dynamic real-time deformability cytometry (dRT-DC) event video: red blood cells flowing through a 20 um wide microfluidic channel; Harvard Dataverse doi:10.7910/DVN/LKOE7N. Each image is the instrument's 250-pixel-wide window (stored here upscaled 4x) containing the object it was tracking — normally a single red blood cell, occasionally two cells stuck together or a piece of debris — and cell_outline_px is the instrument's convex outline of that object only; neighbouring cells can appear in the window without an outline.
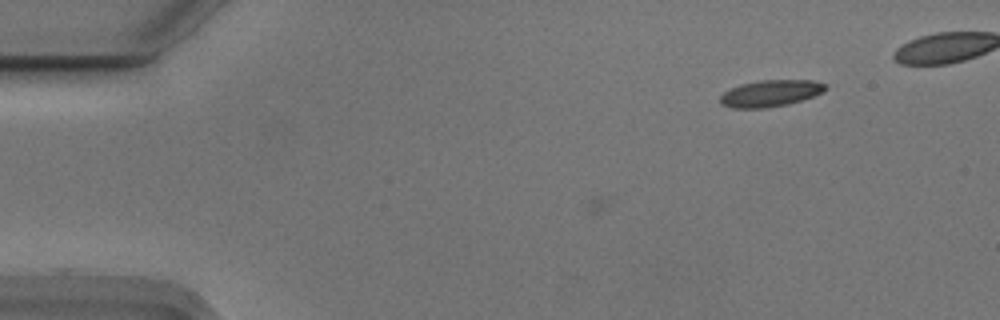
{"species": "Egyptian fruit bat (a non-hibernating species)", "species_latin": "Rousettus aegyptiacus", "temperature_condition": "cold", "stored_images_in_passage": 4, "camera_frame_rate_fps": 3000, "um_per_image_px": 0.085, "animal": {"sex": "male"}, "frame": {"image": 1, "passage_image": 1, "time_ms": 0.0, "image_size_px": [1000, 320], "cell_outline_px": [[824, 92], [788, 104], [764, 108], [732, 108], [720, 104], [720, 96], [724, 92], [740, 84], [760, 80], [812, 80], [824, 84]], "centroid_in_image_um": [65.44, 7.93], "position_along_channel_um": 19.6, "area_um2": 16.13}}